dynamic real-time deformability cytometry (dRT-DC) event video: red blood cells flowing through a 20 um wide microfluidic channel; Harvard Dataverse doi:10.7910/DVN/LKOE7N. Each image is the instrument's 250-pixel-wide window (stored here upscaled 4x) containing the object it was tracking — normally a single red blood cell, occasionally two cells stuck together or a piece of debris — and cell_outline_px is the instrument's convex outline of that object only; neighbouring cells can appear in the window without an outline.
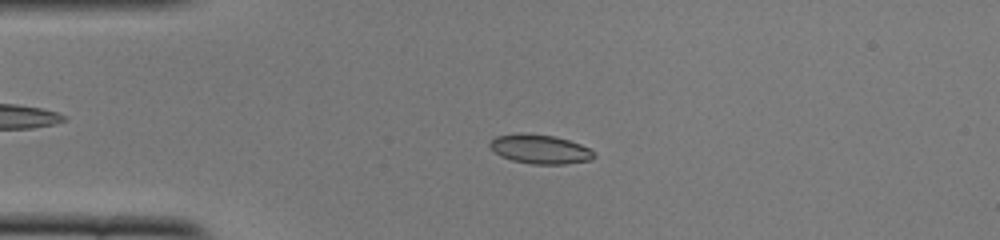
{"species": "common noctule bat (a hibernating species)", "species_latin": "Nyctalus noctula", "temperature_condition": "cold", "stored_images_in_passage": 50, "camera_frame_rate_fps": 3000, "um_per_image_px": 0.085, "animal": {"sex": "female", "body_mass_g": 22.0, "forearm_length_mm": 56.7}, "frame": {"image": 1, "passage_image": 11, "time_ms": 3.333, "image_size_px": [1000, 240], "cell_outline_px": [[596, 156], [592, 160], [564, 164], [532, 164], [512, 160], [500, 156], [488, 144], [496, 136], [520, 132], [524, 132], [556, 136], [580, 144], [596, 152]], "centroid_in_image_um": [45.92, 12.67], "position_along_channel_um": 39.1, "area_um2": 17.86}}
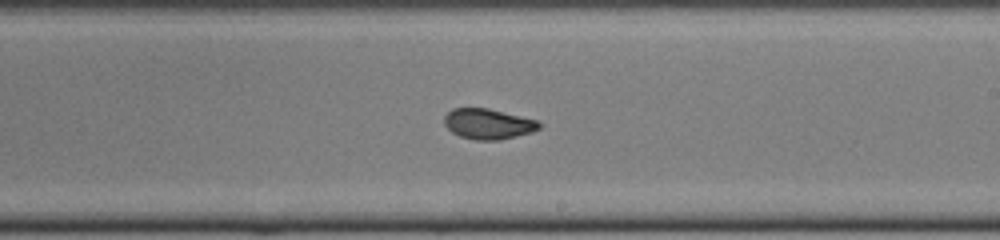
{"frame": {"image": 2, "passage_image": 29, "time_ms": 9.333, "image_size_px": [1000, 240], "cell_outline_px": [[540, 128], [532, 132], [500, 140], [476, 140], [460, 136], [452, 132], [444, 124], [444, 116], [452, 108], [488, 108], [540, 120]], "centroid_in_image_um": [41.51, 10.52], "position_along_channel_um": 247.5, "area_um2": 16.94}}
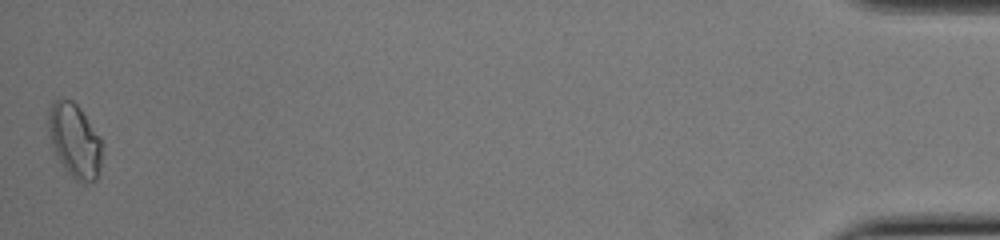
{"frame": {"image": 3, "passage_image": 50, "time_ms": 16.333, "image_size_px": [1000, 240], "cell_outline_px": [[100, 172], [96, 180], [84, 184], [80, 184], [68, 172], [60, 160], [52, 144], [48, 128], [48, 108], [60, 96], [72, 100], [80, 108], [100, 136]], "centroid_in_image_um": [6.35, 11.92], "position_along_channel_um": 428.9, "area_um2": 22.95}, "authors_computed_cell_mechanics": {"area_um2": 17.1666, "velocity_mm_per_s": 3.9115, "shape_relaxation_time_tau1_ms": 5.2737, "shape_relaxation_time_tau2_ms": 1.006, "deformation_change_tau1": 0.1671, "deformation_change_tau2": 0.0505}}